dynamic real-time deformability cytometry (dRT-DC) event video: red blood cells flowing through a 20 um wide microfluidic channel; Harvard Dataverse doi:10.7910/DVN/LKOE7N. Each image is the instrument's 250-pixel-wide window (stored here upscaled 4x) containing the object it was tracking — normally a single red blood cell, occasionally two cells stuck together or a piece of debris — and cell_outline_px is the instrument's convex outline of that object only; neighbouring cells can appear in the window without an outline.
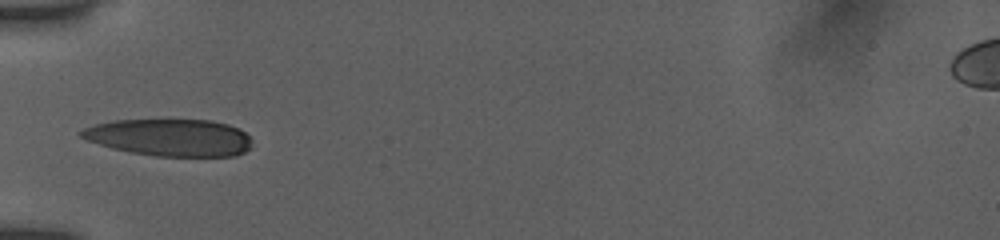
{"species": "human", "species_latin": "Homo sapiens", "temperature_condition": "room temperature", "stored_images_in_passage": 16, "camera_frame_rate_fps": 3000, "um_per_image_px": 0.085, "donor": {"sex": "female"}, "frame": {"image": 1, "passage_image": 1, "time_ms": 0.0, "image_size_px": [1000, 240], "cell_outline_px": [[252, 140], [248, 148], [244, 152], [236, 156], [156, 156], [132, 152], [112, 148], [88, 140], [80, 136], [80, 132], [84, 128], [96, 124], [116, 120], [212, 120], [228, 124], [240, 128]], "centroid_in_image_um": [14.47, 11.68], "position_along_channel_um": 70.5, "area_um2": 36.7}}
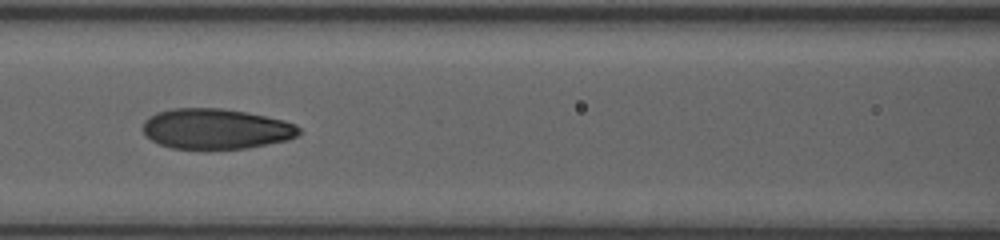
{"frame": {"image": 2, "passage_image": 7, "time_ms": 2.0, "image_size_px": [1000, 240], "cell_outline_px": [[300, 132], [296, 136], [288, 140], [248, 148], [172, 148], [160, 144], [144, 136], [144, 120], [148, 116], [156, 112], [172, 108], [220, 108], [248, 112], [284, 120], [296, 124], [300, 128]], "centroid_in_image_um": [18.35, 10.94], "position_along_channel_um": 148.2, "area_um2": 36.76}}
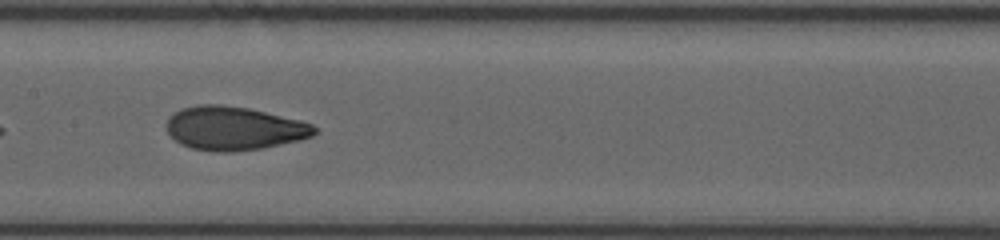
{"frame": {"image": 3, "passage_image": 10, "time_ms": 3.0, "image_size_px": [1000, 240], "cell_outline_px": [[316, 132], [312, 136], [300, 140], [264, 148], [232, 152], [216, 152], [192, 148], [180, 144], [168, 132], [168, 120], [180, 108], [200, 104], [220, 104], [248, 108], [300, 120], [312, 124], [316, 128]], "centroid_in_image_um": [19.91, 10.91], "position_along_channel_um": 187.5, "area_um2": 37.45}}